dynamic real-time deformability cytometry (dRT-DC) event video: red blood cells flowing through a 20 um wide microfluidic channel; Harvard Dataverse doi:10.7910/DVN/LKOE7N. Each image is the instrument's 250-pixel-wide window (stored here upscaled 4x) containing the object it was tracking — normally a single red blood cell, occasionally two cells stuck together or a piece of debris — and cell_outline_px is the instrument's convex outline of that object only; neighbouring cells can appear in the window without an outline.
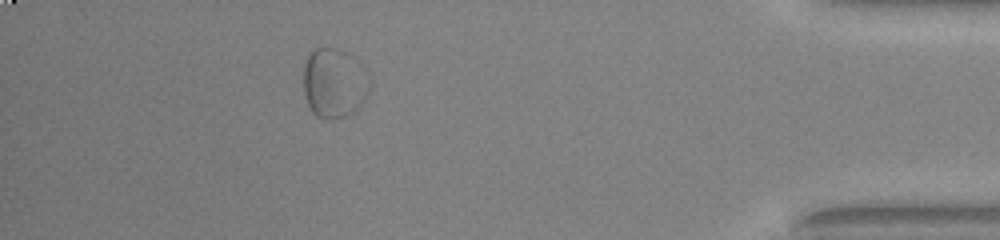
{"species": "common noctule bat (a hibernating species)", "species_latin": "Nyctalus noctula", "temperature_condition": "warm", "stored_images_in_passage": 42, "segment_of_instrument_passage": [2, 2], "camera_frame_rate_fps": 3000, "um_per_image_px": 0.085, "animal": {"sex": "male", "body_mass_g": 20.0, "forearm_length_mm": 53.3}, "frame": {"image": 1, "passage_image": 37, "time_ms": 12.0, "image_size_px": [1000, 240], "cell_outline_px": [[364, 96], [360, 104], [348, 116], [332, 120], [324, 120], [316, 116], [312, 112], [304, 96], [304, 64], [308, 52], [316, 48], [336, 48], [352, 56], [364, 68]], "centroid_in_image_um": [28.29, 7.07], "position_along_channel_um": 406.9, "area_um2": 26.24}}